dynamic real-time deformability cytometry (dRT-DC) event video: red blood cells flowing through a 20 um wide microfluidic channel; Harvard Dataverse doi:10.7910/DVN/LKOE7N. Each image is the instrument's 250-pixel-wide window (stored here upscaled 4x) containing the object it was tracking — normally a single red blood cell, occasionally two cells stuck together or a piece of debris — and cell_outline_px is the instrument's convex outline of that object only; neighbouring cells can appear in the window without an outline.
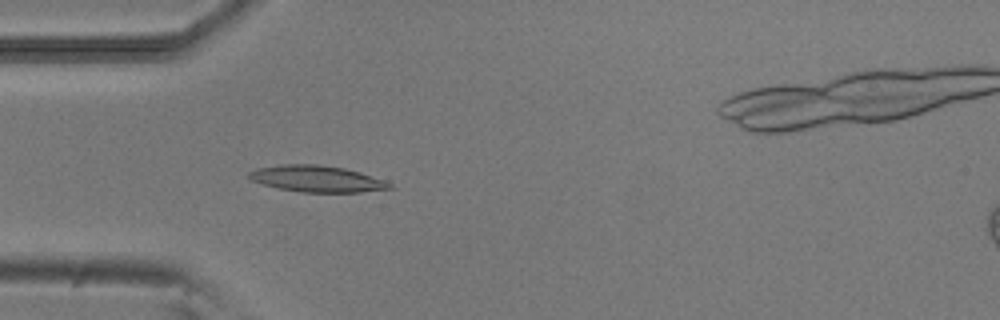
{"species": "common noctule bat (a hibernating species)", "species_latin": "Nyctalus noctula", "temperature_condition": "room temperature", "stored_images_in_passage": 35, "camera_frame_rate_fps": 3000, "um_per_image_px": 0.085, "animal": {"sex": "male", "body_mass_g": 20.5, "forearm_length_mm": 52.5}, "frame": {"image": 1, "passage_image": 15, "time_ms": 4.667, "image_size_px": [1000, 320], "cell_outline_px": [[396, 188], [360, 192], [300, 192], [276, 188], [252, 180], [248, 176], [248, 172], [256, 168], [280, 164], [320, 164], [344, 168], [360, 172], [384, 180], [392, 184]], "centroid_in_image_um": [26.94, 15.19], "position_along_channel_um": 58.1, "area_um2": 21.79}}
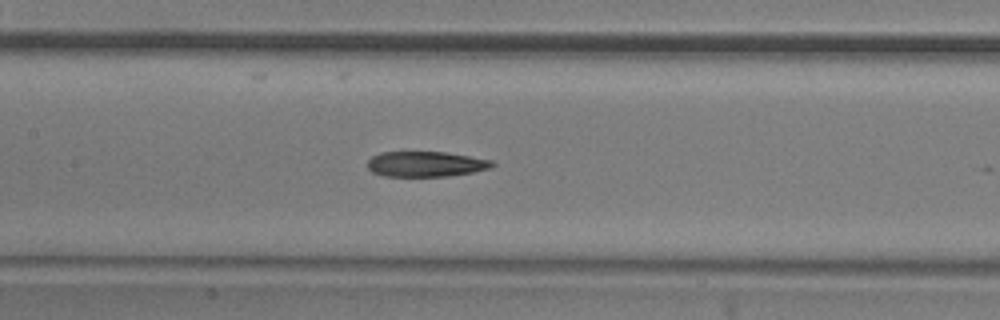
{"frame": {"image": 2, "passage_image": 24, "time_ms": 7.667, "image_size_px": [1000, 320], "cell_outline_px": [[496, 164], [492, 168], [472, 172], [448, 176], [384, 176], [372, 172], [368, 168], [368, 160], [372, 156], [380, 152], [444, 152], [492, 160]], "centroid_in_image_um": [36.19, 13.94], "position_along_channel_um": 171.2, "area_um2": 18.38}}
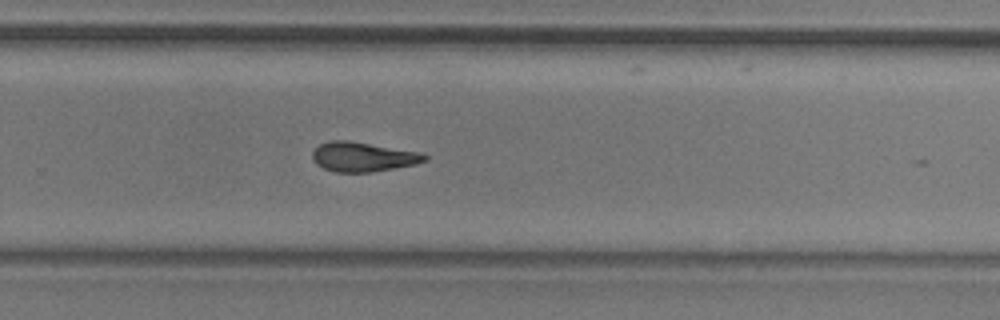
{"frame": {"image": 3, "passage_image": 34, "time_ms": 11.0, "image_size_px": [1000, 320], "cell_outline_px": [[428, 160], [416, 164], [372, 172], [336, 172], [324, 168], [316, 164], [312, 156], [312, 152], [320, 144], [332, 140], [348, 140], [420, 152], [428, 156]], "centroid_in_image_um": [30.86, 13.33], "position_along_channel_um": 298.9, "area_um2": 19.25}}